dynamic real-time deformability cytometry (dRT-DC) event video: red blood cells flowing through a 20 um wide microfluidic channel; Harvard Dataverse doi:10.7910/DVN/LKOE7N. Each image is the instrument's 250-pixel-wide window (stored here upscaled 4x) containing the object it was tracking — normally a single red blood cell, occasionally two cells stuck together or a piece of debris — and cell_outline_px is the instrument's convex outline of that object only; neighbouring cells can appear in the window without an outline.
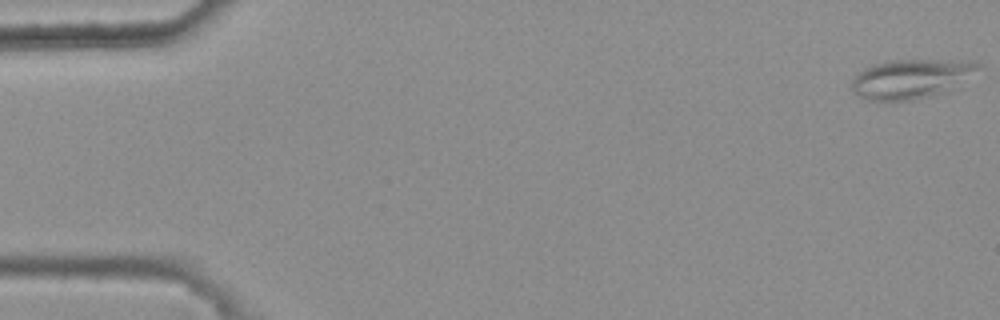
{"species": "common noctule bat (a hibernating species)", "species_latin": "Nyctalus noctula", "temperature_condition": "warm", "stored_images_in_passage": 49, "camera_frame_rate_fps": 3000, "um_per_image_px": 0.085, "animal": {"sex": "female", "body_mass_g": 25.1}, "frame": {"image": 1, "passage_image": 1, "time_ms": 0.0, "image_size_px": [1000, 320], "cell_outline_px": [[980, 68], [956, 88], [948, 92], [932, 96], [912, 100], [868, 100], [860, 96], [852, 88], [852, 80], [864, 68], [872, 64], [888, 60], [972, 60], [980, 64]], "centroid_in_image_um": [77.5, 6.69], "position_along_channel_um": 7.5, "area_um2": 29.13}}
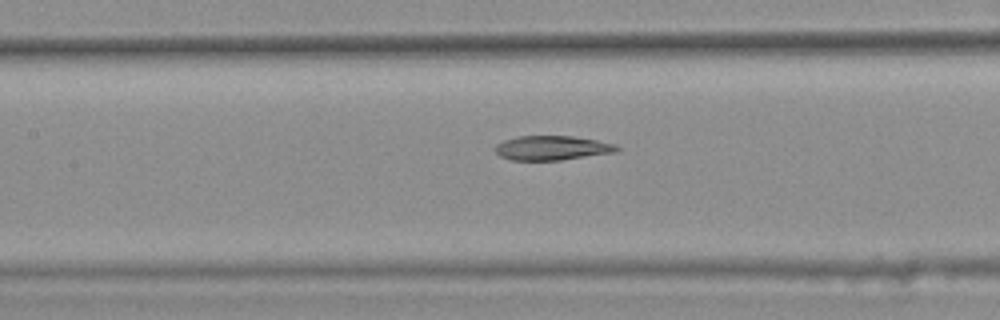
{"frame": {"image": 2, "passage_image": 25, "time_ms": 8.0, "image_size_px": [1000, 320], "cell_outline_px": [[620, 148], [616, 152], [560, 160], [512, 160], [500, 156], [496, 152], [496, 144], [504, 140], [516, 136], [572, 136], [596, 140], [616, 144]], "centroid_in_image_um": [46.92, 12.57], "position_along_channel_um": 160.5, "area_um2": 17.22}}
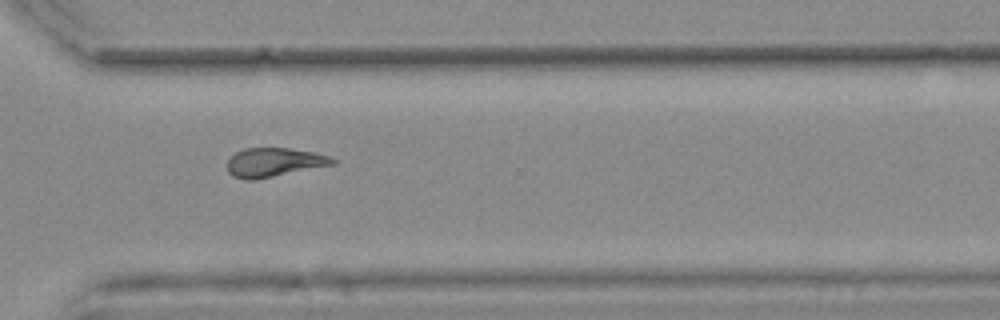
{"frame": {"image": 3, "passage_image": 40, "time_ms": 13.0, "image_size_px": [1000, 320], "cell_outline_px": [[336, 164], [252, 180], [244, 180], [232, 176], [228, 172], [228, 160], [236, 152], [244, 148], [288, 148], [316, 152], [328, 156], [336, 160]], "centroid_in_image_um": [23.29, 13.79], "position_along_channel_um": 347.3, "area_um2": 17.69}, "authors_computed_cell_mechanics": {"area_um2": 18.3804, "velocity_mm_per_s": 3.7379, "shape_relaxation_time_tau1_ms": null, "shape_relaxation_time_tau2_ms": 9.4615, "deformation_change_tau1": null, "deformation_change_tau2": 0.2266}}